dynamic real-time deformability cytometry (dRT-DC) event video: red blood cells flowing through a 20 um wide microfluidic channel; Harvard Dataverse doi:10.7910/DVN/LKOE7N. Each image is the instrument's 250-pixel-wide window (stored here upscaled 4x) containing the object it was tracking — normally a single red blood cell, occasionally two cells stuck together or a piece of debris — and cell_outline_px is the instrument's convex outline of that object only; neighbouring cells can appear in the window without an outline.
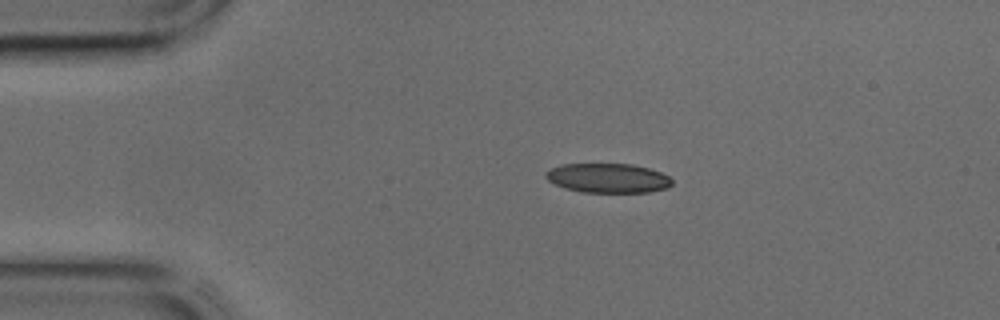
{"species": "common noctule bat (a hibernating species)", "species_latin": "Nyctalus noctula", "temperature_condition": "cold", "stored_images_in_passage": 36, "camera_frame_rate_fps": 3000, "um_per_image_px": 0.085, "animal": {"sex": "male", "body_mass_g": 17.9, "forearm_length_mm": 54.2}, "frame": {"image": 1, "passage_image": 1, "time_ms": 0.0, "image_size_px": [1000, 320], "cell_outline_px": [[672, 184], [668, 188], [648, 192], [584, 192], [568, 188], [556, 184], [548, 180], [544, 176], [552, 168], [564, 164], [632, 164], [648, 168], [660, 172], [668, 176], [672, 180]], "centroid_in_image_um": [51.72, 15.13], "position_along_channel_um": 33.3, "area_um2": 21.33}}
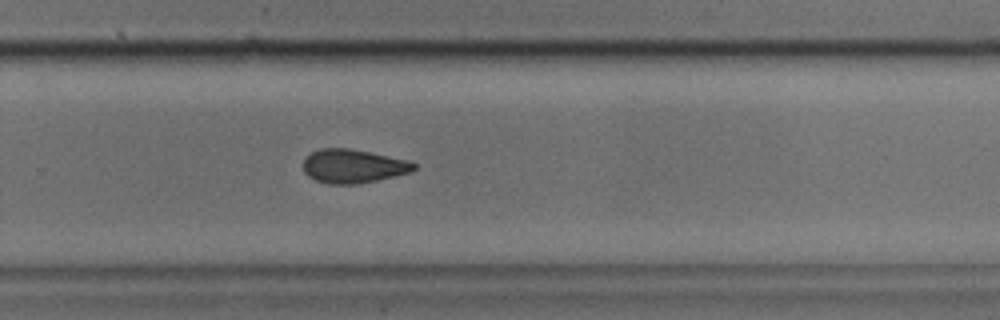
{"frame": {"image": 2, "passage_image": 21, "time_ms": 6.667, "image_size_px": [1000, 320], "cell_outline_px": [[416, 168], [412, 172], [376, 180], [356, 184], [328, 184], [316, 180], [308, 176], [304, 172], [304, 160], [312, 152], [320, 148], [348, 148], [408, 160], [416, 164]], "centroid_in_image_um": [30.02, 14.13], "position_along_channel_um": 299.8, "area_um2": 21.56}}
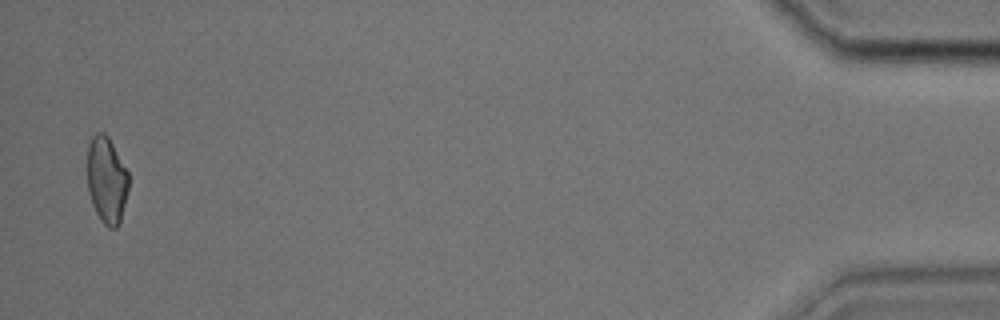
{"frame": {"image": 3, "passage_image": 35, "time_ms": 11.333, "image_size_px": [1000, 320], "cell_outline_px": [[128, 188], [120, 224], [116, 228], [108, 228], [100, 220], [92, 204], [88, 192], [88, 144], [92, 136], [96, 132], [104, 132], [108, 136], [128, 172]], "centroid_in_image_um": [9.06, 15.31], "position_along_channel_um": 426.1, "area_um2": 20.87}}